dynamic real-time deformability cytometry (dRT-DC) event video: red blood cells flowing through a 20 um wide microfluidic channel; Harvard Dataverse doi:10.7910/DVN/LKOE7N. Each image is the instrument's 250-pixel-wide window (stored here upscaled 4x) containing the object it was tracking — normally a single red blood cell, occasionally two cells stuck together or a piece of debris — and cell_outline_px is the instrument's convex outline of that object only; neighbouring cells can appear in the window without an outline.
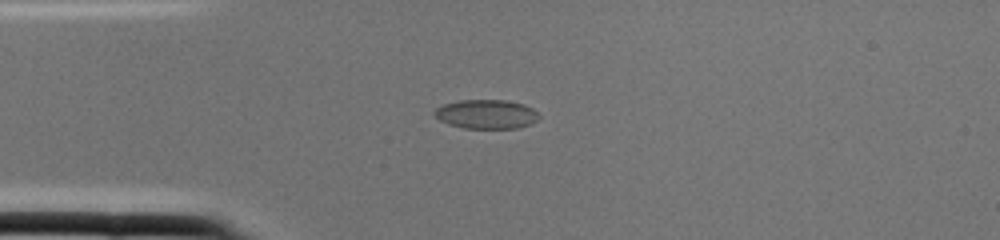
{"species": "common noctule bat (a hibernating species)", "species_latin": "Nyctalus noctula", "temperature_condition": "cold", "stored_images_in_passage": 1, "camera_frame_rate_fps": 3000, "um_per_image_px": 0.085, "animal": {"sex": "female", "body_mass_g": 22.0, "forearm_length_mm": 56.7}, "frame": {"image": 1, "passage_image": 1, "time_ms": 0.0, "image_size_px": [1000, 240], "cell_outline_px": [[540, 116], [532, 124], [516, 128], [464, 128], [448, 124], [440, 120], [432, 112], [436, 108], [444, 104], [460, 100], [508, 100], [524, 104], [532, 108]], "centroid_in_image_um": [41.34, 9.7], "position_along_channel_um": 43.7, "area_um2": 17.74}}